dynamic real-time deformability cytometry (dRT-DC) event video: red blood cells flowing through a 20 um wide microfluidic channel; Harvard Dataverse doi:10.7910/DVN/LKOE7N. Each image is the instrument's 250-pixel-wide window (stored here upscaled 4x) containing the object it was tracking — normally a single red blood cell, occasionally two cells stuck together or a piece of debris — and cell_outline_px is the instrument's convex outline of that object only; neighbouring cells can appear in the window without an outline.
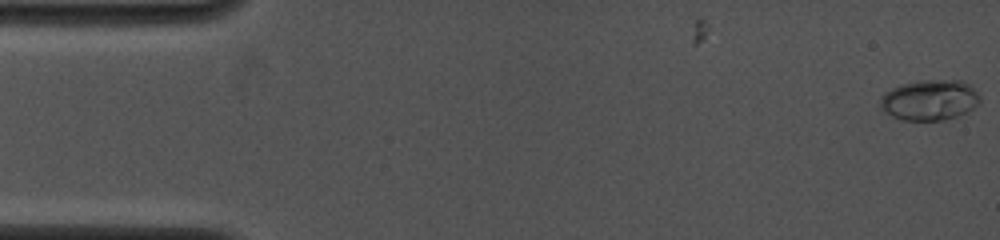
{"species": "common noctule bat (a hibernating species)", "species_latin": "Nyctalus noctula", "temperature_condition": "cold", "stored_images_in_passage": 2, "camera_frame_rate_fps": 4000, "um_per_image_px": 0.085, "animal": {"sex": "female", "body_mass_g": 19.0, "forearm_length_mm": 53.3}, "frame": {"image": 1, "passage_image": 2, "time_ms": 0.25, "image_size_px": [1000, 240], "cell_outline_px": [[980, 100], [972, 108], [956, 116], [944, 120], [900, 120], [884, 112], [880, 108], [880, 96], [884, 92], [900, 84], [916, 80], [960, 80], [972, 84], [980, 96]], "centroid_in_image_um": [78.98, 8.48], "position_along_channel_um": 6.0, "area_um2": 23.81}}